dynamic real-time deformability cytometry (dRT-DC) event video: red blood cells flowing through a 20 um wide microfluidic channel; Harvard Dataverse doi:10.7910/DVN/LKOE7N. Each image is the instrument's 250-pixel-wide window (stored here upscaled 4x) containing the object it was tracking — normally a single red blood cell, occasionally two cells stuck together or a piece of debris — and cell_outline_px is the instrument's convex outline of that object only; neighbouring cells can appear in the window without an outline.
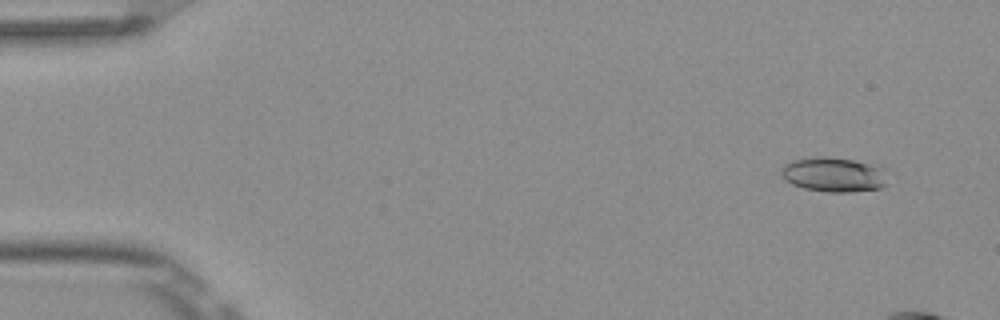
{"species": "Egyptian fruit bat (a non-hibernating species)", "species_latin": "Rousettus aegyptiacus", "temperature_condition": "room temperature", "stored_images_in_passage": 5, "camera_frame_rate_fps": 3000, "um_per_image_px": 0.085, "frame": {"image": 1, "passage_image": 2, "time_ms": 0.333, "image_size_px": [1000, 320], "cell_outline_px": [[888, 184], [880, 188], [848, 192], [828, 192], [804, 188], [792, 184], [784, 180], [780, 172], [784, 164], [792, 160], [816, 156], [824, 156], [852, 160], [884, 168]], "centroid_in_image_um": [70.84, 14.84], "position_along_channel_um": 14.2, "area_um2": 21.5}}